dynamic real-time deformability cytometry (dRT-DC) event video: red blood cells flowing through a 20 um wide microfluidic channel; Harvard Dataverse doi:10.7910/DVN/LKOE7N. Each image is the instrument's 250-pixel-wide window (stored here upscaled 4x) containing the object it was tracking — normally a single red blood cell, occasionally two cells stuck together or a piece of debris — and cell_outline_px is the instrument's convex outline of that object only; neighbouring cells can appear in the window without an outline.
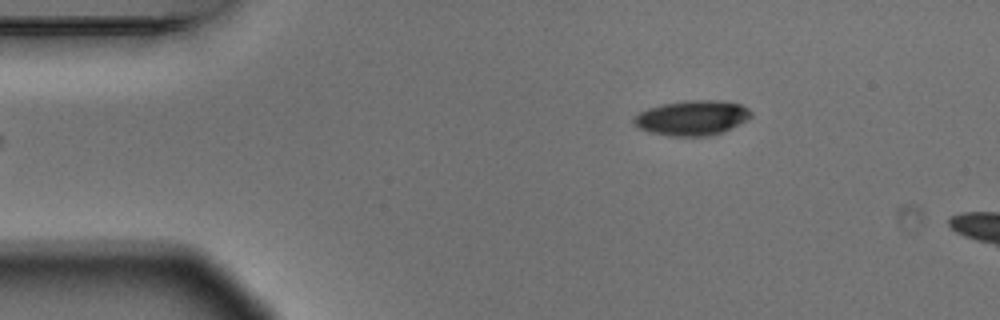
{"species": "Egyptian fruit bat (a non-hibernating species)", "species_latin": "Rousettus aegyptiacus", "temperature_condition": "warm", "stored_images_in_passage": 2, "camera_frame_rate_fps": 3000, "um_per_image_px": 0.085, "animal": {"sex": "male"}, "frame": {"image": 1, "passage_image": 2, "time_ms": 0.333, "image_size_px": [1000, 320], "cell_outline_px": [[752, 116], [748, 120], [724, 132], [708, 136], [668, 136], [648, 132], [640, 128], [632, 120], [640, 112], [648, 108], [664, 104], [688, 100], [716, 100], [740, 104], [748, 108], [752, 112]], "centroid_in_image_um": [58.87, 10.03], "position_along_channel_um": 26.1, "area_um2": 23.87}}